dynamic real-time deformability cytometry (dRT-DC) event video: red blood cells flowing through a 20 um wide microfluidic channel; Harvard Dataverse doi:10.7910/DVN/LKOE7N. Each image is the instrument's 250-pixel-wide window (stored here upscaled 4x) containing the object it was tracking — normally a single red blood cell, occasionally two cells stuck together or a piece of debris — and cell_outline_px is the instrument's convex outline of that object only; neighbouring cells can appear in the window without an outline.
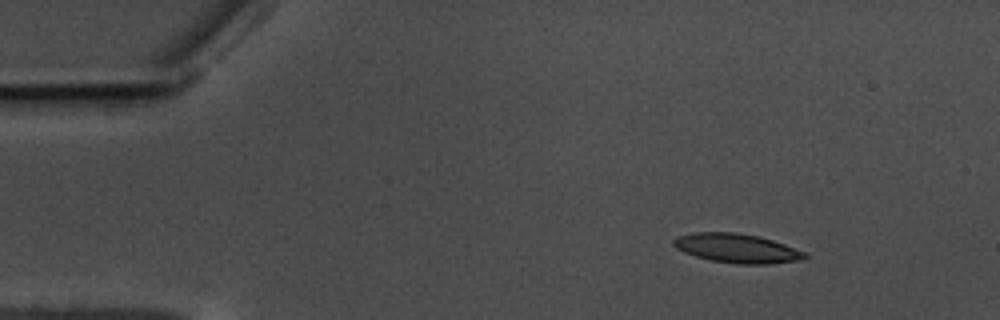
{"species": "common noctule bat (a hibernating species)", "species_latin": "Nyctalus noctula", "temperature_condition": "warm", "stored_images_in_passage": 51, "camera_frame_rate_fps": 3000, "um_per_image_px": 0.085, "animal": {"sex": "male", "body_mass_g": 17.5, "forearm_length_mm": 52.3}, "frame": {"image": 1, "passage_image": 1, "time_ms": 0.0, "image_size_px": [1000, 320], "cell_outline_px": [[808, 256], [804, 260], [768, 264], [740, 264], [712, 260], [696, 256], [684, 252], [676, 248], [672, 244], [672, 240], [676, 236], [692, 232], [736, 232], [756, 236], [772, 240], [808, 252]], "centroid_in_image_um": [62.65, 21.1], "position_along_channel_um": 22.3, "area_um2": 22.43}}
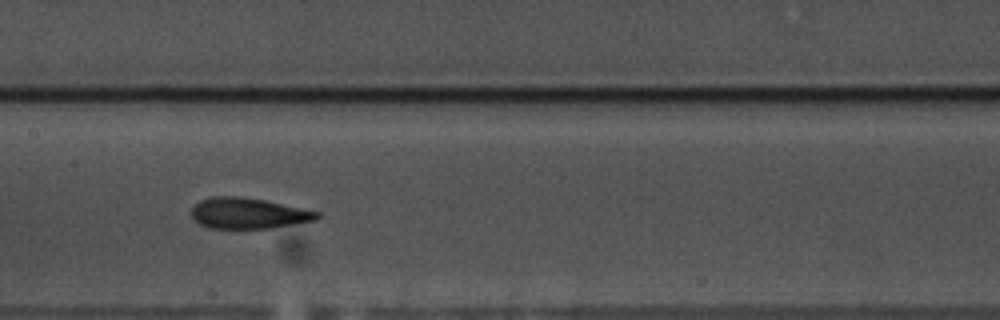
{"frame": {"image": 2, "passage_image": 22, "time_ms": 7.0, "image_size_px": [1000, 320], "cell_outline_px": [[320, 216], [316, 220], [272, 228], [208, 228], [200, 224], [192, 216], [192, 208], [200, 200], [212, 196], [240, 196], [264, 200], [320, 212]], "centroid_in_image_um": [21.11, 18.13], "position_along_channel_um": 186.3, "area_um2": 22.43}}
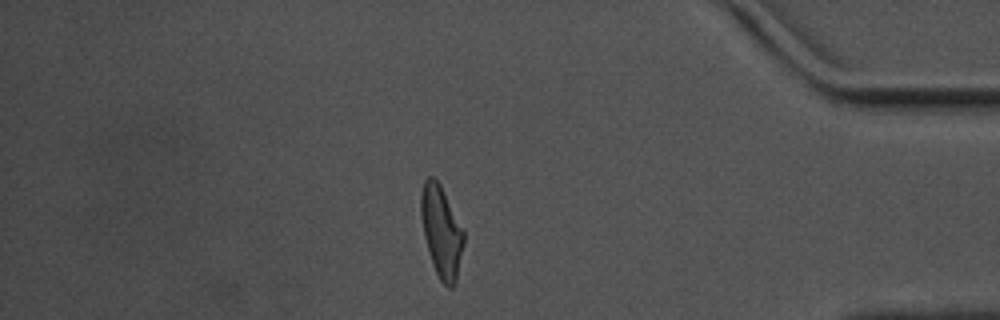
{"frame": {"image": 3, "passage_image": 43, "time_ms": 14.0, "image_size_px": [1000, 320], "cell_outline_px": [[464, 244], [456, 280], [452, 288], [448, 288], [440, 280], [432, 264], [424, 236], [420, 212], [420, 196], [424, 180], [428, 176], [432, 176], [440, 184], [464, 228]], "centroid_in_image_um": [37.52, 19.66], "position_along_channel_um": 397.7, "area_um2": 22.95}, "authors_computed_cell_mechanics": {"area_um2": 22.7154, "velocity_mm_per_s": 3.509, "shape_relaxation_time_tau1_ms": 7.7929, "shape_relaxation_time_tau2_ms": 2.8148, "deformation_change_tau1": 0.2154, "deformation_change_tau2": 0.1197}}